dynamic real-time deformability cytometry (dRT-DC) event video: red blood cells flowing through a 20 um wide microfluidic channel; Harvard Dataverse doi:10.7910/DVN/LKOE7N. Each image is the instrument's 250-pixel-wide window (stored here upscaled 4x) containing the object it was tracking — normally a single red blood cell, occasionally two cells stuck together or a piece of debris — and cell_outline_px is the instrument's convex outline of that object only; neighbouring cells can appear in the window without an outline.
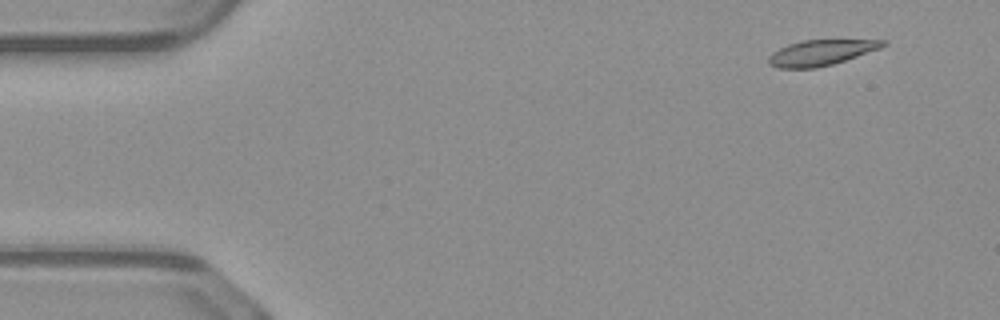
{"species": "common noctule bat (a hibernating species)", "species_latin": "Nyctalus noctula", "temperature_condition": "warm", "stored_images_in_passage": 25, "camera_frame_rate_fps": 3000, "um_per_image_px": 0.085, "animal": {"sex": "male", "body_mass_g": 23.1, "forearm_length_mm": 52.7}, "frame": {"image": 1, "passage_image": 1, "time_ms": 0.0, "image_size_px": [1000, 320], "cell_outline_px": [[888, 44], [880, 48], [832, 64], [816, 68], [776, 68], [768, 64], [768, 56], [772, 52], [788, 44], [804, 40], [888, 40]], "centroid_in_image_um": [69.75, 4.47], "position_along_channel_um": 15.3, "area_um2": 16.94}}
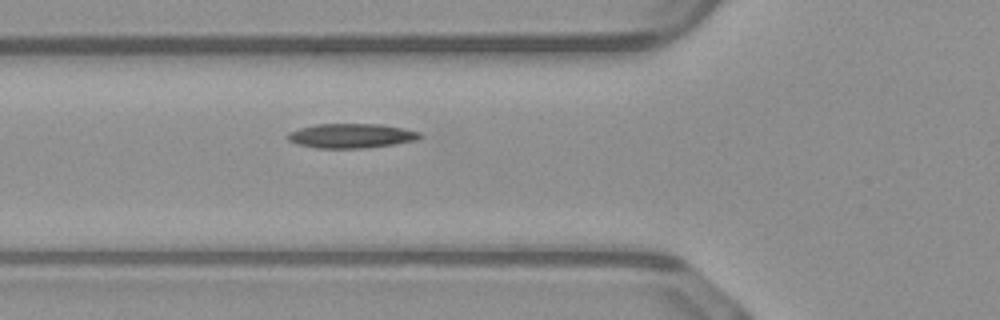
{"frame": {"image": 2, "passage_image": 15, "time_ms": 4.667, "image_size_px": [1000, 320], "cell_outline_px": [[424, 136], [416, 140], [392, 144], [364, 148], [316, 148], [296, 144], [288, 140], [288, 132], [300, 128], [316, 124], [380, 124], [404, 128], [420, 132]], "centroid_in_image_um": [29.86, 11.54], "position_along_channel_um": 95.9, "area_um2": 18.84}}
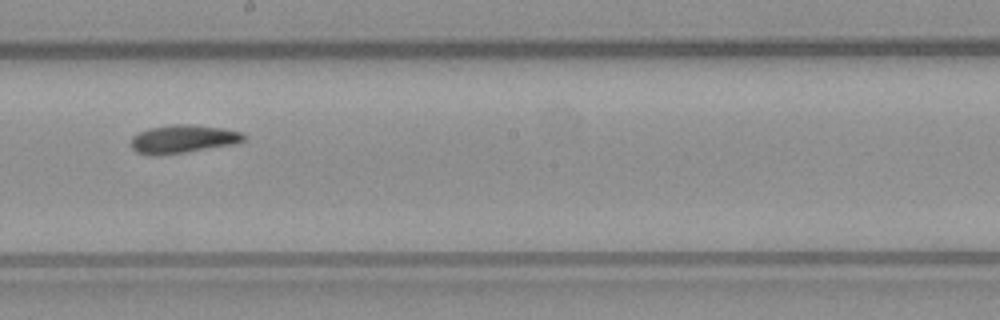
{"frame": {"image": 3, "passage_image": 25, "time_ms": 8.0, "image_size_px": [1000, 320], "cell_outline_px": [[248, 136], [244, 140], [232, 144], [160, 156], [152, 156], [136, 152], [132, 148], [132, 136], [148, 128], [172, 124], [188, 124], [224, 128], [240, 132]], "centroid_in_image_um": [15.52, 11.81], "position_along_channel_um": 232.7, "area_um2": 18.5}}